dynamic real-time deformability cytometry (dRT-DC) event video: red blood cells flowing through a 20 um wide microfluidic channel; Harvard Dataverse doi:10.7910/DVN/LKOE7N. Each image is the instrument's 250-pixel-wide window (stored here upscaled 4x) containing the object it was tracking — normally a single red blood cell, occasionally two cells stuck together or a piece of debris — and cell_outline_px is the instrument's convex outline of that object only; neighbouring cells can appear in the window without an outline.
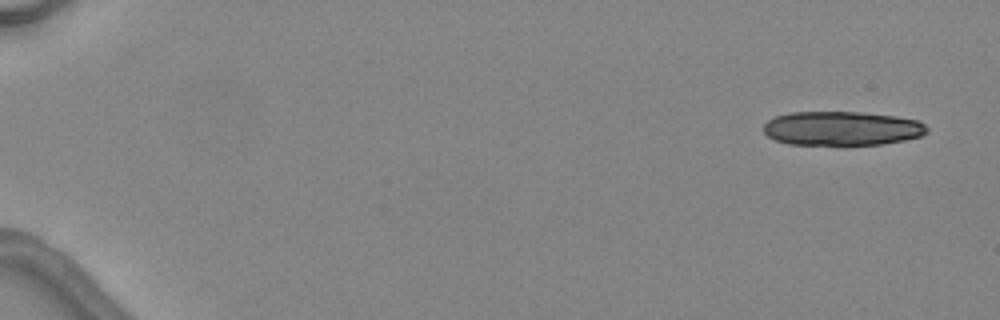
{"species": "common noctule bat (a hibernating species)", "species_latin": "Nyctalus noctula", "temperature_condition": "warm", "stored_images_in_passage": 6, "camera_frame_rate_fps": 3000, "um_per_image_px": 0.085, "animal": {"sex": "female", "body_mass_g": 24.6, "forearm_length_mm": 56.2}, "frame": {"image": 1, "passage_image": 1, "time_ms": 0.0, "image_size_px": [1000, 320], "cell_outline_px": [[928, 132], [920, 136], [904, 140], [880, 144], [788, 144], [776, 140], [768, 136], [764, 132], [764, 124], [768, 120], [776, 116], [788, 112], [860, 112], [896, 116], [920, 120], [928, 128]], "centroid_in_image_um": [71.57, 10.9], "position_along_channel_um": 13.4, "area_um2": 32.43}}